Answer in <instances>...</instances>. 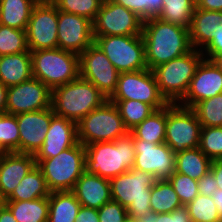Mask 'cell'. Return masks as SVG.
Here are the masks:
<instances>
[{
	"instance_id": "6da1fadb",
	"label": "cell",
	"mask_w": 222,
	"mask_h": 222,
	"mask_svg": "<svg viewBox=\"0 0 222 222\" xmlns=\"http://www.w3.org/2000/svg\"><path fill=\"white\" fill-rule=\"evenodd\" d=\"M142 37L147 69L150 70L193 49L189 28L163 21L158 17L143 21Z\"/></svg>"
},
{
	"instance_id": "7a4b0ae2",
	"label": "cell",
	"mask_w": 222,
	"mask_h": 222,
	"mask_svg": "<svg viewBox=\"0 0 222 222\" xmlns=\"http://www.w3.org/2000/svg\"><path fill=\"white\" fill-rule=\"evenodd\" d=\"M85 171L111 179L132 169L135 161L133 136L85 146Z\"/></svg>"
},
{
	"instance_id": "3957f363",
	"label": "cell",
	"mask_w": 222,
	"mask_h": 222,
	"mask_svg": "<svg viewBox=\"0 0 222 222\" xmlns=\"http://www.w3.org/2000/svg\"><path fill=\"white\" fill-rule=\"evenodd\" d=\"M108 98L91 82L80 76L52 89L51 107L55 115L78 123Z\"/></svg>"
},
{
	"instance_id": "277c9868",
	"label": "cell",
	"mask_w": 222,
	"mask_h": 222,
	"mask_svg": "<svg viewBox=\"0 0 222 222\" xmlns=\"http://www.w3.org/2000/svg\"><path fill=\"white\" fill-rule=\"evenodd\" d=\"M156 181L151 173L132 168L110 179L112 200L127 209L130 219H142L151 212V187Z\"/></svg>"
},
{
	"instance_id": "5b68a950",
	"label": "cell",
	"mask_w": 222,
	"mask_h": 222,
	"mask_svg": "<svg viewBox=\"0 0 222 222\" xmlns=\"http://www.w3.org/2000/svg\"><path fill=\"white\" fill-rule=\"evenodd\" d=\"M85 156V146L77 142L55 157L35 159V162L51 192L72 191L77 180L85 172Z\"/></svg>"
},
{
	"instance_id": "8992f818",
	"label": "cell",
	"mask_w": 222,
	"mask_h": 222,
	"mask_svg": "<svg viewBox=\"0 0 222 222\" xmlns=\"http://www.w3.org/2000/svg\"><path fill=\"white\" fill-rule=\"evenodd\" d=\"M204 59L201 50L192 49L187 54L155 67V75L161 95L168 103L177 104L186 94L196 69Z\"/></svg>"
},
{
	"instance_id": "52a82bcc",
	"label": "cell",
	"mask_w": 222,
	"mask_h": 222,
	"mask_svg": "<svg viewBox=\"0 0 222 222\" xmlns=\"http://www.w3.org/2000/svg\"><path fill=\"white\" fill-rule=\"evenodd\" d=\"M30 53L33 77L51 90L80 76L79 55L74 52L54 48L40 49Z\"/></svg>"
},
{
	"instance_id": "ba28073f",
	"label": "cell",
	"mask_w": 222,
	"mask_h": 222,
	"mask_svg": "<svg viewBox=\"0 0 222 222\" xmlns=\"http://www.w3.org/2000/svg\"><path fill=\"white\" fill-rule=\"evenodd\" d=\"M128 133L117 107L109 99L77 123L78 142L84 146L115 141Z\"/></svg>"
},
{
	"instance_id": "9c48e42d",
	"label": "cell",
	"mask_w": 222,
	"mask_h": 222,
	"mask_svg": "<svg viewBox=\"0 0 222 222\" xmlns=\"http://www.w3.org/2000/svg\"><path fill=\"white\" fill-rule=\"evenodd\" d=\"M94 39L120 73L147 69L142 35L99 36Z\"/></svg>"
},
{
	"instance_id": "30bf717a",
	"label": "cell",
	"mask_w": 222,
	"mask_h": 222,
	"mask_svg": "<svg viewBox=\"0 0 222 222\" xmlns=\"http://www.w3.org/2000/svg\"><path fill=\"white\" fill-rule=\"evenodd\" d=\"M201 129L192 108L173 103L166 106L165 143L175 154L199 147Z\"/></svg>"
},
{
	"instance_id": "8fae6325",
	"label": "cell",
	"mask_w": 222,
	"mask_h": 222,
	"mask_svg": "<svg viewBox=\"0 0 222 222\" xmlns=\"http://www.w3.org/2000/svg\"><path fill=\"white\" fill-rule=\"evenodd\" d=\"M109 100H136L151 105L155 110L169 103L161 95L152 70L144 69L119 74L116 91Z\"/></svg>"
},
{
	"instance_id": "7c38bea8",
	"label": "cell",
	"mask_w": 222,
	"mask_h": 222,
	"mask_svg": "<svg viewBox=\"0 0 222 222\" xmlns=\"http://www.w3.org/2000/svg\"><path fill=\"white\" fill-rule=\"evenodd\" d=\"M143 19L113 0H103L93 22V35L127 36L142 35Z\"/></svg>"
},
{
	"instance_id": "4fadbf2b",
	"label": "cell",
	"mask_w": 222,
	"mask_h": 222,
	"mask_svg": "<svg viewBox=\"0 0 222 222\" xmlns=\"http://www.w3.org/2000/svg\"><path fill=\"white\" fill-rule=\"evenodd\" d=\"M58 9L51 0H39L26 28L29 51L58 48Z\"/></svg>"
},
{
	"instance_id": "5bb4252c",
	"label": "cell",
	"mask_w": 222,
	"mask_h": 222,
	"mask_svg": "<svg viewBox=\"0 0 222 222\" xmlns=\"http://www.w3.org/2000/svg\"><path fill=\"white\" fill-rule=\"evenodd\" d=\"M120 72L94 43L79 54V75L91 82L108 99L116 91Z\"/></svg>"
},
{
	"instance_id": "9a60e30c",
	"label": "cell",
	"mask_w": 222,
	"mask_h": 222,
	"mask_svg": "<svg viewBox=\"0 0 222 222\" xmlns=\"http://www.w3.org/2000/svg\"><path fill=\"white\" fill-rule=\"evenodd\" d=\"M52 90L32 77L18 85L8 87L5 113H20L43 110L51 107Z\"/></svg>"
},
{
	"instance_id": "2e32d148",
	"label": "cell",
	"mask_w": 222,
	"mask_h": 222,
	"mask_svg": "<svg viewBox=\"0 0 222 222\" xmlns=\"http://www.w3.org/2000/svg\"><path fill=\"white\" fill-rule=\"evenodd\" d=\"M135 161L133 168L151 173L157 179H168L175 171L176 154L164 142L156 144L133 138Z\"/></svg>"
},
{
	"instance_id": "e0dca14e",
	"label": "cell",
	"mask_w": 222,
	"mask_h": 222,
	"mask_svg": "<svg viewBox=\"0 0 222 222\" xmlns=\"http://www.w3.org/2000/svg\"><path fill=\"white\" fill-rule=\"evenodd\" d=\"M58 48L76 54L94 44L93 22L85 17L58 10Z\"/></svg>"
},
{
	"instance_id": "ac0fdd59",
	"label": "cell",
	"mask_w": 222,
	"mask_h": 222,
	"mask_svg": "<svg viewBox=\"0 0 222 222\" xmlns=\"http://www.w3.org/2000/svg\"><path fill=\"white\" fill-rule=\"evenodd\" d=\"M222 93V71L214 61L203 59L191 79L185 96L177 103L193 108L198 102Z\"/></svg>"
},
{
	"instance_id": "d6986e66",
	"label": "cell",
	"mask_w": 222,
	"mask_h": 222,
	"mask_svg": "<svg viewBox=\"0 0 222 222\" xmlns=\"http://www.w3.org/2000/svg\"><path fill=\"white\" fill-rule=\"evenodd\" d=\"M54 115L52 107L16 115L20 135L19 153L32 155L37 153L44 143Z\"/></svg>"
},
{
	"instance_id": "ffe728a7",
	"label": "cell",
	"mask_w": 222,
	"mask_h": 222,
	"mask_svg": "<svg viewBox=\"0 0 222 222\" xmlns=\"http://www.w3.org/2000/svg\"><path fill=\"white\" fill-rule=\"evenodd\" d=\"M77 142V123L54 115L51 118L44 143L34 155V158L47 159L55 157L60 152L74 146Z\"/></svg>"
},
{
	"instance_id": "44dd1931",
	"label": "cell",
	"mask_w": 222,
	"mask_h": 222,
	"mask_svg": "<svg viewBox=\"0 0 222 222\" xmlns=\"http://www.w3.org/2000/svg\"><path fill=\"white\" fill-rule=\"evenodd\" d=\"M35 165L32 154L8 152L0 161V193L7 199Z\"/></svg>"
},
{
	"instance_id": "7402d4cb",
	"label": "cell",
	"mask_w": 222,
	"mask_h": 222,
	"mask_svg": "<svg viewBox=\"0 0 222 222\" xmlns=\"http://www.w3.org/2000/svg\"><path fill=\"white\" fill-rule=\"evenodd\" d=\"M72 192L81 206L99 209L112 200L110 179L86 171L77 180Z\"/></svg>"
},
{
	"instance_id": "603a6c76",
	"label": "cell",
	"mask_w": 222,
	"mask_h": 222,
	"mask_svg": "<svg viewBox=\"0 0 222 222\" xmlns=\"http://www.w3.org/2000/svg\"><path fill=\"white\" fill-rule=\"evenodd\" d=\"M189 34L192 48L202 50L214 36L222 35V11L195 8Z\"/></svg>"
},
{
	"instance_id": "cb8c5ba5",
	"label": "cell",
	"mask_w": 222,
	"mask_h": 222,
	"mask_svg": "<svg viewBox=\"0 0 222 222\" xmlns=\"http://www.w3.org/2000/svg\"><path fill=\"white\" fill-rule=\"evenodd\" d=\"M32 77L30 52L0 56V81L7 88L30 80Z\"/></svg>"
},
{
	"instance_id": "d4e9b609",
	"label": "cell",
	"mask_w": 222,
	"mask_h": 222,
	"mask_svg": "<svg viewBox=\"0 0 222 222\" xmlns=\"http://www.w3.org/2000/svg\"><path fill=\"white\" fill-rule=\"evenodd\" d=\"M48 202V222H74L81 207L72 191L51 192Z\"/></svg>"
},
{
	"instance_id": "484cf974",
	"label": "cell",
	"mask_w": 222,
	"mask_h": 222,
	"mask_svg": "<svg viewBox=\"0 0 222 222\" xmlns=\"http://www.w3.org/2000/svg\"><path fill=\"white\" fill-rule=\"evenodd\" d=\"M50 193L41 169L35 165L20 181L7 201H28L49 197Z\"/></svg>"
},
{
	"instance_id": "4316f807",
	"label": "cell",
	"mask_w": 222,
	"mask_h": 222,
	"mask_svg": "<svg viewBox=\"0 0 222 222\" xmlns=\"http://www.w3.org/2000/svg\"><path fill=\"white\" fill-rule=\"evenodd\" d=\"M39 0H0V24L26 30L33 7Z\"/></svg>"
},
{
	"instance_id": "83f0119b",
	"label": "cell",
	"mask_w": 222,
	"mask_h": 222,
	"mask_svg": "<svg viewBox=\"0 0 222 222\" xmlns=\"http://www.w3.org/2000/svg\"><path fill=\"white\" fill-rule=\"evenodd\" d=\"M211 162L199 147L186 149L176 154L175 172L198 181L210 170Z\"/></svg>"
},
{
	"instance_id": "f1b7e54d",
	"label": "cell",
	"mask_w": 222,
	"mask_h": 222,
	"mask_svg": "<svg viewBox=\"0 0 222 222\" xmlns=\"http://www.w3.org/2000/svg\"><path fill=\"white\" fill-rule=\"evenodd\" d=\"M166 106L154 111L150 116L135 126L129 133L133 138L162 144L165 142Z\"/></svg>"
},
{
	"instance_id": "f546056e",
	"label": "cell",
	"mask_w": 222,
	"mask_h": 222,
	"mask_svg": "<svg viewBox=\"0 0 222 222\" xmlns=\"http://www.w3.org/2000/svg\"><path fill=\"white\" fill-rule=\"evenodd\" d=\"M6 206L17 222H48V197L28 201H7Z\"/></svg>"
},
{
	"instance_id": "4dcf8cb0",
	"label": "cell",
	"mask_w": 222,
	"mask_h": 222,
	"mask_svg": "<svg viewBox=\"0 0 222 222\" xmlns=\"http://www.w3.org/2000/svg\"><path fill=\"white\" fill-rule=\"evenodd\" d=\"M150 206L154 213H171L183 205L169 180L157 179L151 187Z\"/></svg>"
},
{
	"instance_id": "1f68e13d",
	"label": "cell",
	"mask_w": 222,
	"mask_h": 222,
	"mask_svg": "<svg viewBox=\"0 0 222 222\" xmlns=\"http://www.w3.org/2000/svg\"><path fill=\"white\" fill-rule=\"evenodd\" d=\"M196 0H163V6L158 18L190 28Z\"/></svg>"
},
{
	"instance_id": "d6a6232c",
	"label": "cell",
	"mask_w": 222,
	"mask_h": 222,
	"mask_svg": "<svg viewBox=\"0 0 222 222\" xmlns=\"http://www.w3.org/2000/svg\"><path fill=\"white\" fill-rule=\"evenodd\" d=\"M117 107L125 127L130 131L156 111L151 105L136 100H110Z\"/></svg>"
},
{
	"instance_id": "836d02e7",
	"label": "cell",
	"mask_w": 222,
	"mask_h": 222,
	"mask_svg": "<svg viewBox=\"0 0 222 222\" xmlns=\"http://www.w3.org/2000/svg\"><path fill=\"white\" fill-rule=\"evenodd\" d=\"M192 109L202 127L222 126V93L198 102Z\"/></svg>"
},
{
	"instance_id": "e575fe53",
	"label": "cell",
	"mask_w": 222,
	"mask_h": 222,
	"mask_svg": "<svg viewBox=\"0 0 222 222\" xmlns=\"http://www.w3.org/2000/svg\"><path fill=\"white\" fill-rule=\"evenodd\" d=\"M30 52L26 30L15 29L0 24V56Z\"/></svg>"
},
{
	"instance_id": "d590c367",
	"label": "cell",
	"mask_w": 222,
	"mask_h": 222,
	"mask_svg": "<svg viewBox=\"0 0 222 222\" xmlns=\"http://www.w3.org/2000/svg\"><path fill=\"white\" fill-rule=\"evenodd\" d=\"M191 222L221 221L211 196L199 194L186 205Z\"/></svg>"
},
{
	"instance_id": "8d00e7d4",
	"label": "cell",
	"mask_w": 222,
	"mask_h": 222,
	"mask_svg": "<svg viewBox=\"0 0 222 222\" xmlns=\"http://www.w3.org/2000/svg\"><path fill=\"white\" fill-rule=\"evenodd\" d=\"M59 11L76 14L94 22L103 0H51Z\"/></svg>"
},
{
	"instance_id": "74e56055",
	"label": "cell",
	"mask_w": 222,
	"mask_h": 222,
	"mask_svg": "<svg viewBox=\"0 0 222 222\" xmlns=\"http://www.w3.org/2000/svg\"><path fill=\"white\" fill-rule=\"evenodd\" d=\"M199 149L211 161L222 159V126L202 127Z\"/></svg>"
},
{
	"instance_id": "f35d334b",
	"label": "cell",
	"mask_w": 222,
	"mask_h": 222,
	"mask_svg": "<svg viewBox=\"0 0 222 222\" xmlns=\"http://www.w3.org/2000/svg\"><path fill=\"white\" fill-rule=\"evenodd\" d=\"M19 127L16 115L0 114V144L7 152L19 153Z\"/></svg>"
},
{
	"instance_id": "ab89813d",
	"label": "cell",
	"mask_w": 222,
	"mask_h": 222,
	"mask_svg": "<svg viewBox=\"0 0 222 222\" xmlns=\"http://www.w3.org/2000/svg\"><path fill=\"white\" fill-rule=\"evenodd\" d=\"M182 205L186 206L198 196V181L187 175L173 172L168 178Z\"/></svg>"
},
{
	"instance_id": "60d3db41",
	"label": "cell",
	"mask_w": 222,
	"mask_h": 222,
	"mask_svg": "<svg viewBox=\"0 0 222 222\" xmlns=\"http://www.w3.org/2000/svg\"><path fill=\"white\" fill-rule=\"evenodd\" d=\"M117 4L136 13L143 20L158 17L161 13L163 0H113Z\"/></svg>"
},
{
	"instance_id": "b9f144b4",
	"label": "cell",
	"mask_w": 222,
	"mask_h": 222,
	"mask_svg": "<svg viewBox=\"0 0 222 222\" xmlns=\"http://www.w3.org/2000/svg\"><path fill=\"white\" fill-rule=\"evenodd\" d=\"M98 217L99 222H125L129 219L127 209L114 200L98 209Z\"/></svg>"
},
{
	"instance_id": "7bdbcfd3",
	"label": "cell",
	"mask_w": 222,
	"mask_h": 222,
	"mask_svg": "<svg viewBox=\"0 0 222 222\" xmlns=\"http://www.w3.org/2000/svg\"><path fill=\"white\" fill-rule=\"evenodd\" d=\"M143 222H191L188 208L182 206L174 209L171 213L149 212L141 219Z\"/></svg>"
},
{
	"instance_id": "ee69618b",
	"label": "cell",
	"mask_w": 222,
	"mask_h": 222,
	"mask_svg": "<svg viewBox=\"0 0 222 222\" xmlns=\"http://www.w3.org/2000/svg\"><path fill=\"white\" fill-rule=\"evenodd\" d=\"M217 189V181L210 170L198 180V194L212 196Z\"/></svg>"
},
{
	"instance_id": "f6af8a7d",
	"label": "cell",
	"mask_w": 222,
	"mask_h": 222,
	"mask_svg": "<svg viewBox=\"0 0 222 222\" xmlns=\"http://www.w3.org/2000/svg\"><path fill=\"white\" fill-rule=\"evenodd\" d=\"M201 52L204 56H222V35L214 36Z\"/></svg>"
},
{
	"instance_id": "bcb514c9",
	"label": "cell",
	"mask_w": 222,
	"mask_h": 222,
	"mask_svg": "<svg viewBox=\"0 0 222 222\" xmlns=\"http://www.w3.org/2000/svg\"><path fill=\"white\" fill-rule=\"evenodd\" d=\"M74 222H99L98 209L81 206Z\"/></svg>"
},
{
	"instance_id": "7dc6e473",
	"label": "cell",
	"mask_w": 222,
	"mask_h": 222,
	"mask_svg": "<svg viewBox=\"0 0 222 222\" xmlns=\"http://www.w3.org/2000/svg\"><path fill=\"white\" fill-rule=\"evenodd\" d=\"M196 8L207 11H222V0H196Z\"/></svg>"
},
{
	"instance_id": "c3c4849f",
	"label": "cell",
	"mask_w": 222,
	"mask_h": 222,
	"mask_svg": "<svg viewBox=\"0 0 222 222\" xmlns=\"http://www.w3.org/2000/svg\"><path fill=\"white\" fill-rule=\"evenodd\" d=\"M210 171L213 173L218 189L222 190V159L212 160Z\"/></svg>"
},
{
	"instance_id": "681fc988",
	"label": "cell",
	"mask_w": 222,
	"mask_h": 222,
	"mask_svg": "<svg viewBox=\"0 0 222 222\" xmlns=\"http://www.w3.org/2000/svg\"><path fill=\"white\" fill-rule=\"evenodd\" d=\"M8 88L0 81V114L5 113Z\"/></svg>"
},
{
	"instance_id": "f907efd6",
	"label": "cell",
	"mask_w": 222,
	"mask_h": 222,
	"mask_svg": "<svg viewBox=\"0 0 222 222\" xmlns=\"http://www.w3.org/2000/svg\"><path fill=\"white\" fill-rule=\"evenodd\" d=\"M211 197L213 199L214 204L216 205L218 215L222 220V190L217 189Z\"/></svg>"
},
{
	"instance_id": "816d5d0a",
	"label": "cell",
	"mask_w": 222,
	"mask_h": 222,
	"mask_svg": "<svg viewBox=\"0 0 222 222\" xmlns=\"http://www.w3.org/2000/svg\"><path fill=\"white\" fill-rule=\"evenodd\" d=\"M0 222H17L7 206L0 212Z\"/></svg>"
},
{
	"instance_id": "f5cc1de1",
	"label": "cell",
	"mask_w": 222,
	"mask_h": 222,
	"mask_svg": "<svg viewBox=\"0 0 222 222\" xmlns=\"http://www.w3.org/2000/svg\"><path fill=\"white\" fill-rule=\"evenodd\" d=\"M205 59L214 61L222 71V56H204Z\"/></svg>"
},
{
	"instance_id": "db71d44e",
	"label": "cell",
	"mask_w": 222,
	"mask_h": 222,
	"mask_svg": "<svg viewBox=\"0 0 222 222\" xmlns=\"http://www.w3.org/2000/svg\"><path fill=\"white\" fill-rule=\"evenodd\" d=\"M7 199L0 193V212L6 207Z\"/></svg>"
},
{
	"instance_id": "11a10c76",
	"label": "cell",
	"mask_w": 222,
	"mask_h": 222,
	"mask_svg": "<svg viewBox=\"0 0 222 222\" xmlns=\"http://www.w3.org/2000/svg\"><path fill=\"white\" fill-rule=\"evenodd\" d=\"M8 152L4 149V147L0 144V155H6Z\"/></svg>"
},
{
	"instance_id": "9f6ffc18",
	"label": "cell",
	"mask_w": 222,
	"mask_h": 222,
	"mask_svg": "<svg viewBox=\"0 0 222 222\" xmlns=\"http://www.w3.org/2000/svg\"><path fill=\"white\" fill-rule=\"evenodd\" d=\"M133 222H143L141 219H133Z\"/></svg>"
},
{
	"instance_id": "6f0895ef",
	"label": "cell",
	"mask_w": 222,
	"mask_h": 222,
	"mask_svg": "<svg viewBox=\"0 0 222 222\" xmlns=\"http://www.w3.org/2000/svg\"><path fill=\"white\" fill-rule=\"evenodd\" d=\"M125 222H133V219H127Z\"/></svg>"
}]
</instances>
